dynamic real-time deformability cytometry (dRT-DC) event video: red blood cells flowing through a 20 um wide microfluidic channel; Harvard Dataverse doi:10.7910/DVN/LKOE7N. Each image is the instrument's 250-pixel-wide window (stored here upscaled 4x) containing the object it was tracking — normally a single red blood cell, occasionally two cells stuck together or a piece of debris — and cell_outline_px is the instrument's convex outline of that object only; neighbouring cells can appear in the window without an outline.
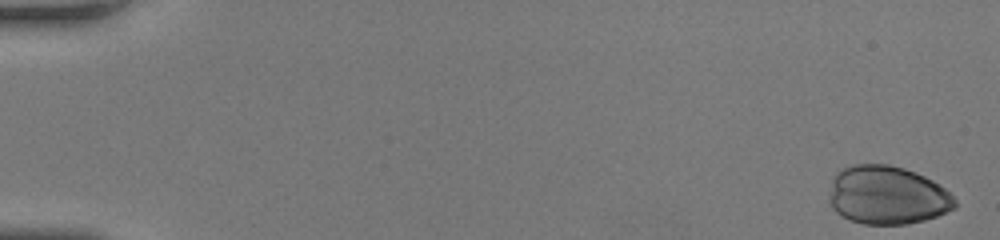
{"species": "human", "species_latin": "Homo sapiens", "temperature_condition": "room temperature", "stored_images_in_passage": 42, "camera_frame_rate_fps": 3000, "um_per_image_px": 0.085, "donor": {"sex": "female"}, "frame": {"image": 1, "passage_image": 1, "time_ms": 0.0, "image_size_px": [1000, 240], "cell_outline_px": [[956, 208], [936, 216], [924, 220], [904, 224], [864, 224], [852, 220], [836, 212], [832, 208], [828, 200], [832, 180], [844, 168], [856, 164], [888, 164], [904, 168], [916, 172], [932, 180], [944, 188], [956, 200]], "centroid_in_image_um": [75.42, 16.59], "position_along_channel_um": 9.6, "area_um2": 42.6}}
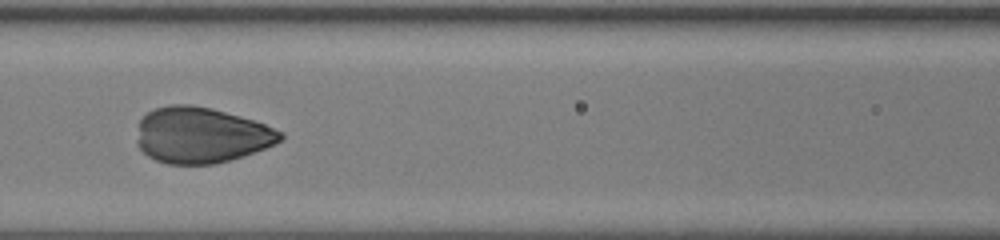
{"frame": {"image": 2, "passage_image": 24, "time_ms": 7.667, "image_size_px": [1000, 240], "cell_outline_px": [[284, 136], [276, 144], [244, 156], [232, 160], [216, 164], [168, 164], [156, 160], [148, 156], [136, 144], [136, 140], [140, 120], [148, 112], [156, 108], [168, 104], [192, 104], [212, 108], [240, 116], [264, 124], [284, 132]], "centroid_in_image_um": [17.1, 11.49], "position_along_channel_um": 149.5, "area_um2": 46.93}}
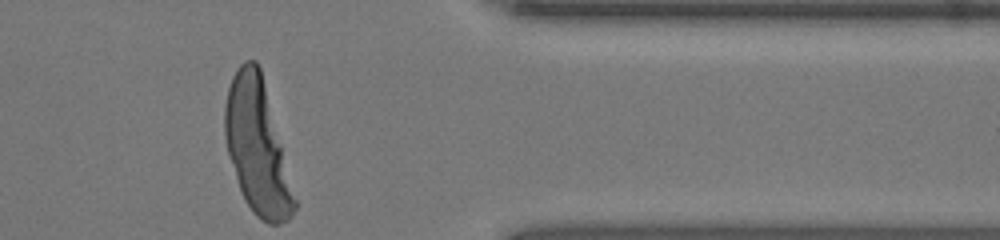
{"frame": {"image": 3, "passage_image": 42, "time_ms": 13.667, "image_size_px": [1000, 240], "cell_outline_px": [[296, 208], [292, 216], [288, 220], [280, 224], [268, 224], [260, 220], [252, 212], [244, 200], [228, 152], [224, 136], [224, 108], [228, 88], [232, 76], [236, 68], [244, 60], [256, 60], [260, 68], [296, 200]], "centroid_in_image_um": [21.84, 12.49], "position_along_channel_um": 389.6, "area_um2": 53.52}, "authors_computed_cell_mechanics": {"area_um2": 47.107, "velocity_mm_per_s": 4.2326, "shape_relaxation_time_tau1_ms": 3.1139, "shape_relaxation_time_tau2_ms": null, "deformation_change_tau1": 0.163, "deformation_change_tau2": null}}